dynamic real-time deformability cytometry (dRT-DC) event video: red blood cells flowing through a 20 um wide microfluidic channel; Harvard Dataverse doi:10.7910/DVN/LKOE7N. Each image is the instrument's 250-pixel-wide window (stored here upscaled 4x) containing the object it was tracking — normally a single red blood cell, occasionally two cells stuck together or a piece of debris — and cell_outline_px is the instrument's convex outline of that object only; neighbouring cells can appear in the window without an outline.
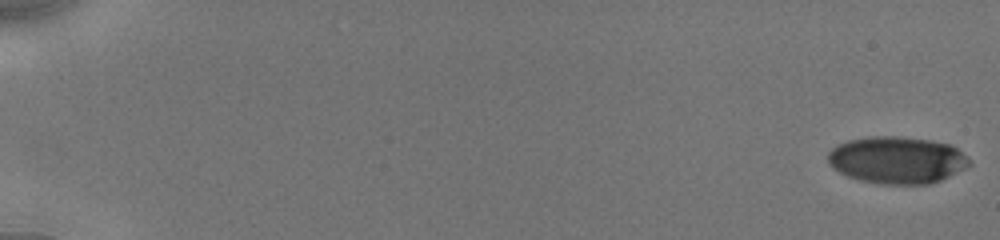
{"species": "human", "species_latin": "Homo sapiens", "temperature_condition": "cold", "stored_images_in_passage": 21, "camera_frame_rate_fps": 3000, "um_per_image_px": 0.085, "donor": {"sex": "male"}, "frame": {"image": 1, "passage_image": 1, "time_ms": 0.0, "image_size_px": [1000, 240], "cell_outline_px": [[972, 164], [940, 180], [928, 184], [880, 184], [860, 180], [848, 176], [832, 168], [828, 164], [828, 152], [836, 144], [848, 140], [868, 136], [900, 136], [932, 140], [952, 144], [968, 156]], "centroid_in_image_um": [76.24, 13.58], "position_along_channel_um": 8.8, "area_um2": 39.13}}
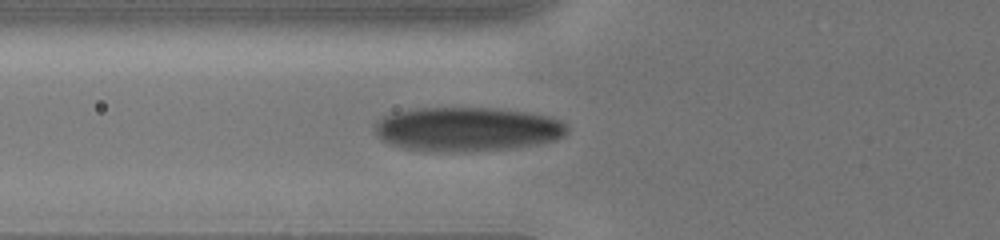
{"frame": {"image": 2, "passage_image": 17, "time_ms": 7.0, "image_size_px": [1000, 240], "cell_outline_px": [[568, 132], [564, 136], [556, 140], [536, 144], [508, 148], [452, 152], [428, 152], [404, 148], [392, 144], [376, 136], [372, 124], [376, 120], [392, 112], [416, 108], [496, 108], [524, 112], [548, 116], [560, 120], [568, 128]], "centroid_in_image_um": [39.64, 10.98], "position_along_channel_um": 86.2, "area_um2": 49.71}}
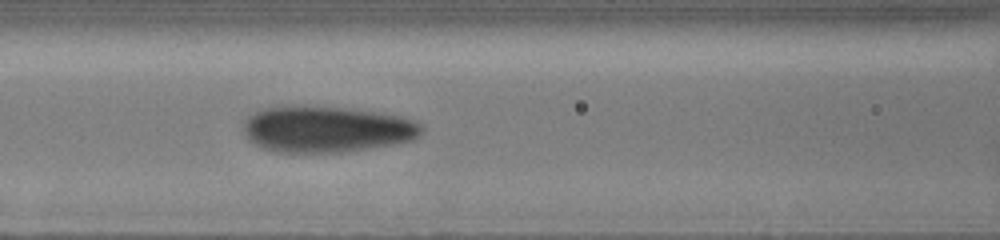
{"frame": {"image": 3, "passage_image": 21, "time_ms": 8.333, "image_size_px": [1000, 240], "cell_outline_px": [[424, 128], [412, 140], [392, 144], [348, 152], [272, 152], [260, 148], [248, 140], [244, 132], [244, 124], [248, 116], [264, 108], [288, 104], [344, 108], [404, 116], [420, 124]], "centroid_in_image_um": [27.7, 10.98], "position_along_channel_um": 138.9, "area_um2": 48.32}}